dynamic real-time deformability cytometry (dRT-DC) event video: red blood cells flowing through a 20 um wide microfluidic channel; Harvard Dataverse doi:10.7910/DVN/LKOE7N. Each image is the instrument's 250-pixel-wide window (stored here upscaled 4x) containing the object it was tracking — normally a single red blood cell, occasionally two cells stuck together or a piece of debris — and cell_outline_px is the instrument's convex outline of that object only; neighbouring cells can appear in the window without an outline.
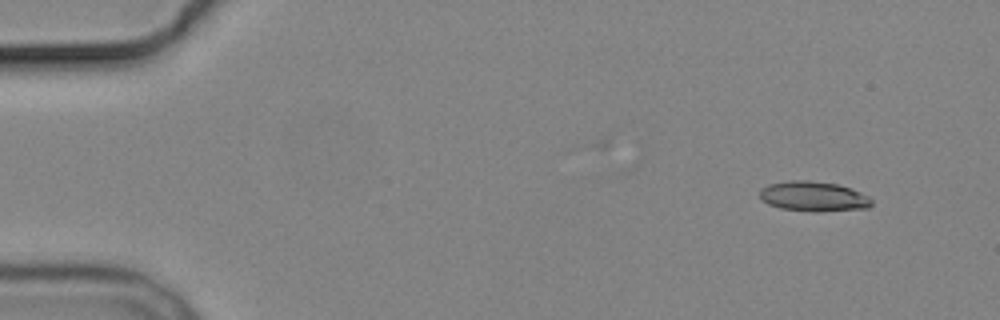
{"species": "common noctule bat (a hibernating species)", "species_latin": "Nyctalus noctula", "temperature_condition": "cold", "stored_images_in_passage": 3, "camera_frame_rate_fps": 3000, "um_per_image_px": 0.085, "animal": {"sex": "male", "body_mass_g": 19.2, "forearm_length_mm": 51.8}, "frame": {"image": 1, "passage_image": 1, "time_ms": 0.0, "image_size_px": [1000, 320], "cell_outline_px": [[872, 204], [868, 208], [816, 212], [780, 208], [768, 204], [760, 200], [760, 188], [768, 184], [792, 180], [808, 180], [836, 184], [860, 192], [868, 196], [872, 200]], "centroid_in_image_um": [69.11, 16.7], "position_along_channel_um": 15.9, "area_um2": 19.54}}